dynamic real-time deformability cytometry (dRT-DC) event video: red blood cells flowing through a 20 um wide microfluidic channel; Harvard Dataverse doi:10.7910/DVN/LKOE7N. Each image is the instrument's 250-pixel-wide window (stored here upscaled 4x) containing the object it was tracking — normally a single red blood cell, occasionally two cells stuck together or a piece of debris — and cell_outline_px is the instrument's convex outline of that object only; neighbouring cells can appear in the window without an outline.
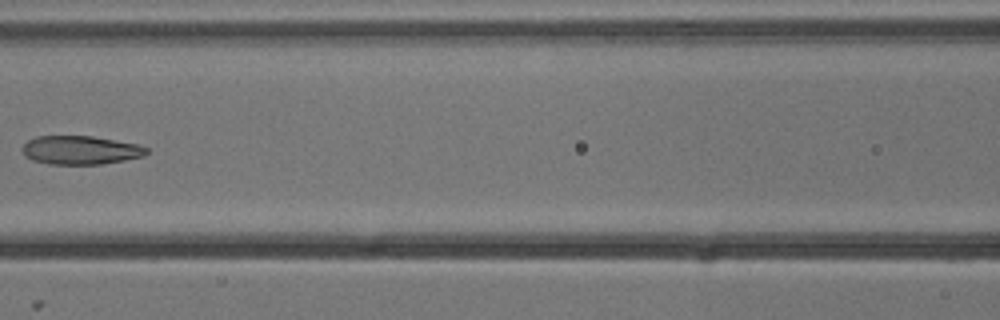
{"species": "common noctule bat (a hibernating species)", "species_latin": "Nyctalus noctula", "temperature_condition": "cold", "stored_images_in_passage": 7, "camera_frame_rate_fps": 3000, "um_per_image_px": 0.085, "animal": {"sex": "male", "body_mass_g": 13.3}, "frame": {"image": 1, "passage_image": 7, "time_ms": 2.0, "image_size_px": [1000, 320], "cell_outline_px": [[148, 152], [144, 156], [124, 160], [100, 164], [48, 164], [32, 160], [24, 156], [20, 148], [28, 140], [36, 136], [92, 136], [140, 144], [148, 148]], "centroid_in_image_um": [6.83, 12.75], "position_along_channel_um": 159.8, "area_um2": 20.92}}